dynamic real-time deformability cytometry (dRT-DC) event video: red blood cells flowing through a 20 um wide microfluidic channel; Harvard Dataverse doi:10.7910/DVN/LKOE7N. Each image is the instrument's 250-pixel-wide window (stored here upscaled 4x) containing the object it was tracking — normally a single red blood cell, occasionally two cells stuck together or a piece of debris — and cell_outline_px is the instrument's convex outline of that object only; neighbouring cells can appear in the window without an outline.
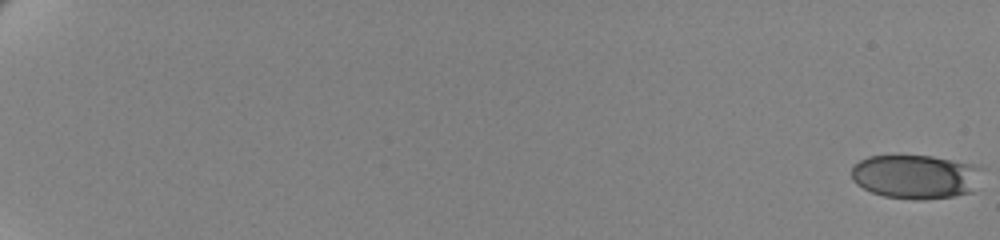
{"species": "human", "species_latin": "Homo sapiens", "temperature_condition": "cold", "stored_images_in_passage": 63, "camera_frame_rate_fps": 3000, "um_per_image_px": 0.085, "donor": {"sex": "female"}, "frame": {"image": 1, "passage_image": 1, "time_ms": 0.0, "image_size_px": [1000, 240], "cell_outline_px": [[984, 168], [972, 192], [952, 196], [924, 200], [912, 200], [884, 196], [872, 192], [856, 184], [852, 180], [852, 164], [868, 156], [932, 156], [972, 164]], "centroid_in_image_um": [77.81, 15.02], "position_along_channel_um": 7.2, "area_um2": 33.64}}
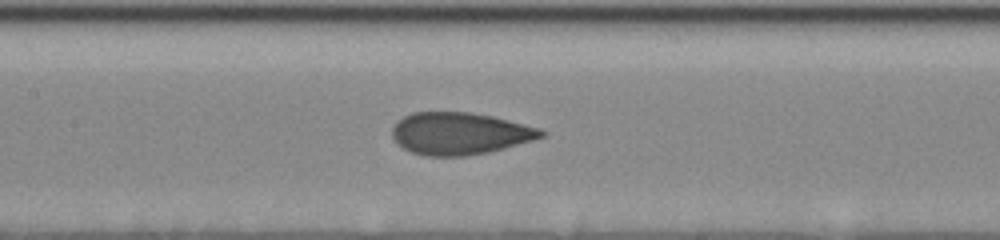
{"frame": {"image": 2, "passage_image": 35, "time_ms": 11.333, "image_size_px": [1000, 240], "cell_outline_px": [[548, 132], [544, 136], [532, 140], [504, 148], [488, 152], [464, 156], [424, 156], [412, 152], [404, 148], [392, 136], [392, 128], [404, 116], [412, 112], [468, 112], [492, 116], [540, 128]], "centroid_in_image_um": [39.1, 11.34], "position_along_channel_um": 168.3, "area_um2": 36.36}}
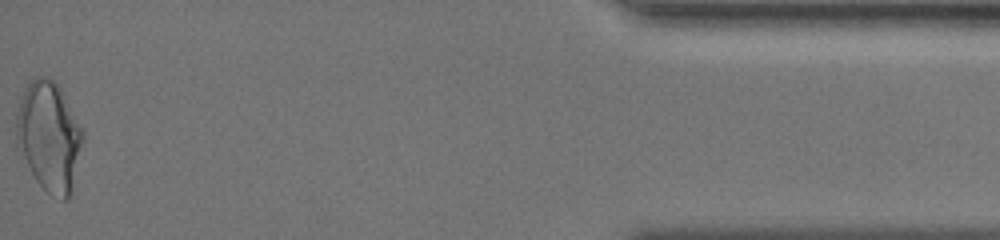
{"frame": {"image": 3, "passage_image": 63, "time_ms": 20.667, "image_size_px": [1000, 240], "cell_outline_px": [[84, 140], [72, 196], [68, 200], [64, 200], [52, 196], [36, 180], [16, 144], [16, 112], [20, 100], [28, 84], [36, 76], [44, 76], [52, 80], [60, 88], [84, 132]], "centroid_in_image_um": [4.2, 11.64], "position_along_channel_um": 431.0, "area_um2": 42.54}, "authors_computed_cell_mechanics": {"area_um2": 36.1828, "velocity_mm_per_s": 3.4865, "shape_relaxation_time_tau1_ms": 7.7908, "shape_relaxation_time_tau2_ms": 0.8382, "deformation_change_tau1": 0.1546, "deformation_change_tau2": 0.0472}}